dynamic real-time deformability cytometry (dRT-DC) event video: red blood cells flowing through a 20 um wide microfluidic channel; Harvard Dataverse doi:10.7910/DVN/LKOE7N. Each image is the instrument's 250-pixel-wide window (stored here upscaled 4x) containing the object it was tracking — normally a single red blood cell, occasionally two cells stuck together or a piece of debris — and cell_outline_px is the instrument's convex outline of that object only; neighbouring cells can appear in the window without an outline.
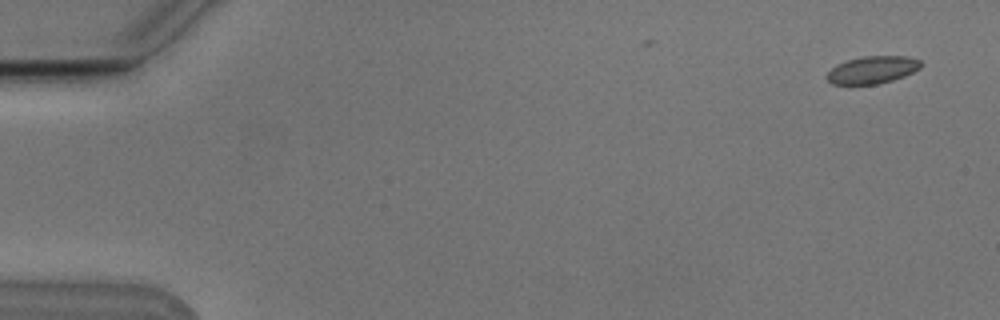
{"species": "Egyptian fruit bat (a non-hibernating species)", "species_latin": "Rousettus aegyptiacus", "temperature_condition": "cold", "stored_images_in_passage": 2, "camera_frame_rate_fps": 3000, "um_per_image_px": 0.085, "animal": {"sex": "male"}, "frame": {"image": 1, "passage_image": 2, "time_ms": 0.333, "image_size_px": [1000, 320], "cell_outline_px": [[920, 68], [904, 76], [892, 80], [876, 84], [832, 84], [824, 76], [836, 64], [848, 60], [864, 56], [904, 56], [920, 60]], "centroid_in_image_um": [74.11, 5.94], "position_along_channel_um": 10.9, "area_um2": 14.85}}